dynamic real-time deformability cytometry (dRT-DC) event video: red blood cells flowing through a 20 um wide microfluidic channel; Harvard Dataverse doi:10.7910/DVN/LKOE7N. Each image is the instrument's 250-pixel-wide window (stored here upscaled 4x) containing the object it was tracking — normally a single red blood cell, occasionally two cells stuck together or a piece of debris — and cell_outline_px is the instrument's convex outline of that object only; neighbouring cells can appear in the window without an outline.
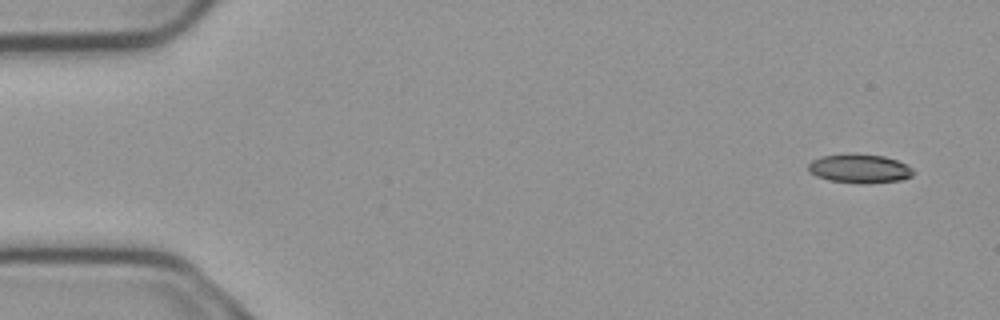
{"species": "common noctule bat (a hibernating species)", "species_latin": "Nyctalus noctula", "temperature_condition": "cold", "stored_images_in_passage": 9, "camera_frame_rate_fps": 3000, "um_per_image_px": 0.085, "animal": {"sex": "male", "body_mass_g": 23.1, "forearm_length_mm": 52.7}, "frame": {"image": 1, "passage_image": 1, "time_ms": 0.0, "image_size_px": [1000, 320], "cell_outline_px": [[916, 172], [912, 176], [900, 180], [868, 184], [860, 184], [828, 180], [816, 176], [808, 172], [808, 164], [812, 160], [820, 156], [884, 156], [908, 164]], "centroid_in_image_um": [73.09, 14.38], "position_along_channel_um": 11.9, "area_um2": 17.34}}
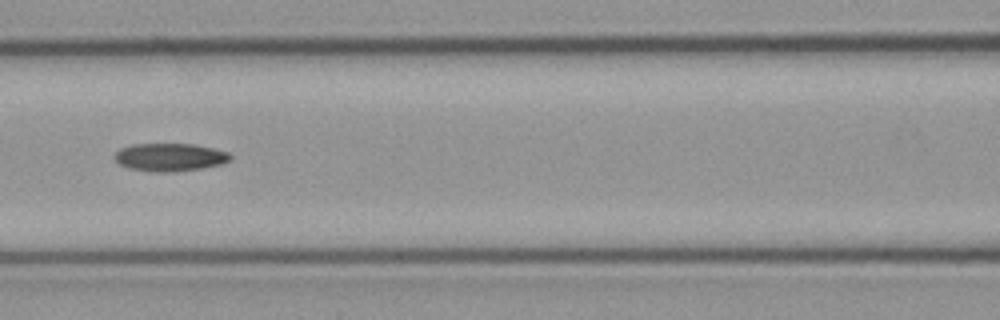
{"frame": {"image": 2, "passage_image": 6, "time_ms": 1.667, "image_size_px": [1000, 320], "cell_outline_px": [[232, 156], [228, 160], [220, 164], [200, 168], [172, 172], [152, 172], [128, 168], [120, 164], [112, 156], [120, 148], [132, 144], [192, 144], [212, 148], [228, 152]], "centroid_in_image_um": [14.38, 13.36], "position_along_channel_um": 152.2, "area_um2": 18.73}}
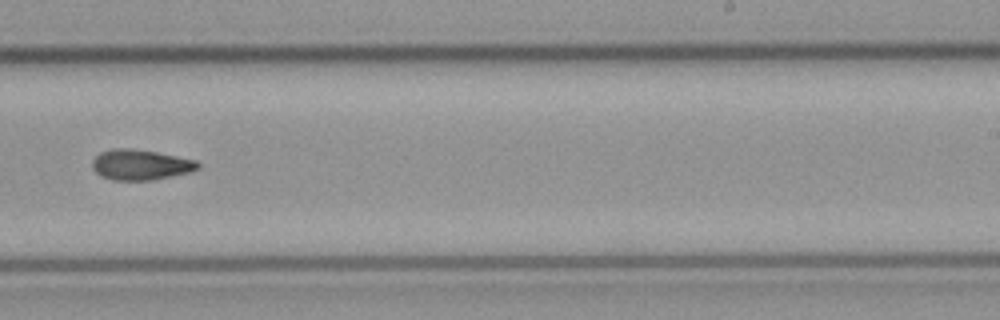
{"frame": {"image": 3, "passage_image": 9, "time_ms": 2.667, "image_size_px": [1000, 320], "cell_outline_px": [[200, 168], [192, 172], [152, 180], [112, 180], [100, 176], [92, 168], [92, 160], [100, 152], [112, 148], [132, 148], [156, 152], [196, 160], [200, 164]], "centroid_in_image_um": [11.94, 14.0], "position_along_channel_um": 277.1, "area_um2": 18.9}}